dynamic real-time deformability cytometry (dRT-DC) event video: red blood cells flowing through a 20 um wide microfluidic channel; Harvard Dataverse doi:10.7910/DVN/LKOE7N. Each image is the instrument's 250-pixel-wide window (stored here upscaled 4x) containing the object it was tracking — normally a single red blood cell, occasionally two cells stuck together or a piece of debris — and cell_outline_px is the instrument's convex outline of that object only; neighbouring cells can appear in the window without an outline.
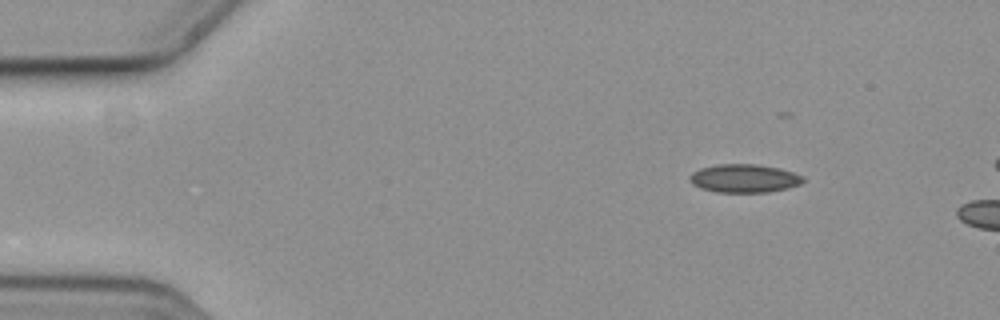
{"species": "common noctule bat (a hibernating species)", "species_latin": "Nyctalus noctula", "temperature_condition": "cold", "stored_images_in_passage": 6, "camera_frame_rate_fps": 3000, "um_per_image_px": 0.085, "animal": {"sex": "female", "body_mass_g": 19.3, "forearm_length_mm": 54.1}, "frame": {"image": 1, "passage_image": 1, "time_ms": 0.0, "image_size_px": [1000, 320], "cell_outline_px": [[804, 180], [800, 184], [788, 188], [768, 192], [716, 192], [700, 188], [692, 184], [692, 172], [700, 168], [716, 164], [756, 164], [780, 168], [804, 176]], "centroid_in_image_um": [63.28, 15.16], "position_along_channel_um": 21.7, "area_um2": 18.67}}